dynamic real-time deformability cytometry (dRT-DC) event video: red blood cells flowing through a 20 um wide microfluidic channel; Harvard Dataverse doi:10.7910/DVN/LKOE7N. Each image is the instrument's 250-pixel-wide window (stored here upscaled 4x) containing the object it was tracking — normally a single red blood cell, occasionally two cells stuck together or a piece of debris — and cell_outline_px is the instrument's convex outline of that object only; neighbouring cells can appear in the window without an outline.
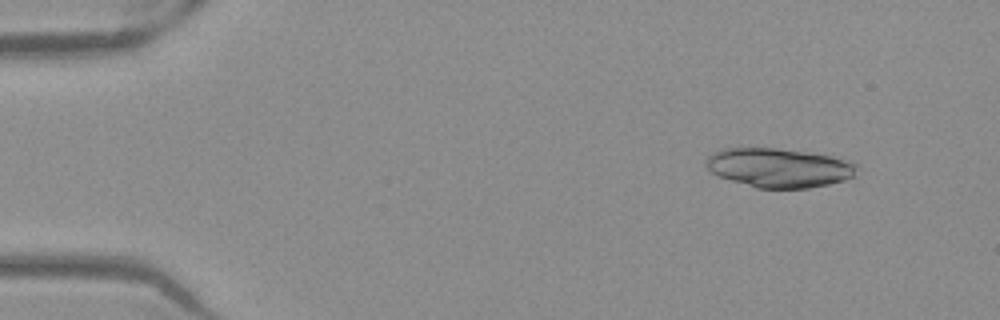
{"species": "Egyptian fruit bat (a non-hibernating species)", "species_latin": "Rousettus aegyptiacus", "temperature_condition": "warm", "stored_images_in_passage": 51, "camera_frame_rate_fps": 3000, "um_per_image_px": 0.085, "frame": {"image": 1, "passage_image": 5, "time_ms": 1.333, "image_size_px": [1000, 320], "cell_outline_px": [[856, 168], [852, 176], [844, 180], [828, 184], [808, 188], [756, 188], [720, 176], [712, 172], [704, 164], [704, 160], [712, 152], [720, 148], [776, 148], [808, 152], [832, 156], [852, 160], [856, 164]], "centroid_in_image_um": [66.19, 14.24], "position_along_channel_um": 18.8, "area_um2": 34.45}}